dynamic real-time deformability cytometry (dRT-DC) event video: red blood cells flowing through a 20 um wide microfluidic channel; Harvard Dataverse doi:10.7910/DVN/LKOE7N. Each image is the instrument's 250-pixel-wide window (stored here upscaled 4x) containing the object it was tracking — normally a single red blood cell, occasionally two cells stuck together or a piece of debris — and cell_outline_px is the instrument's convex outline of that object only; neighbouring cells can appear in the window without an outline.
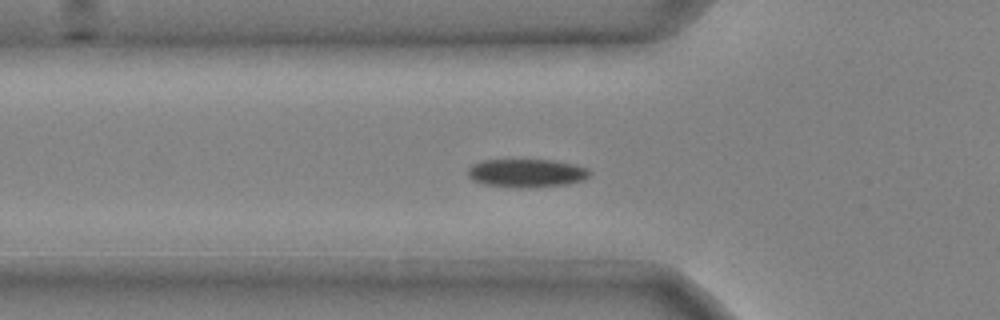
{"species": "common noctule bat (a hibernating species)", "species_latin": "Nyctalus noctula", "temperature_condition": "cold", "stored_images_in_passage": 31, "camera_frame_rate_fps": 3000, "um_per_image_px": 0.085, "animal": {"sex": "male", "body_mass_g": 20.4}, "frame": {"image": 1, "passage_image": 6, "time_ms": 1.667, "image_size_px": [1000, 320], "cell_outline_px": [[592, 172], [584, 180], [568, 184], [532, 188], [520, 188], [484, 184], [472, 180], [468, 176], [468, 168], [472, 164], [480, 160], [556, 160], [576, 164], [588, 168]], "centroid_in_image_um": [44.79, 14.71], "position_along_channel_um": 81.0, "area_um2": 20.46}}
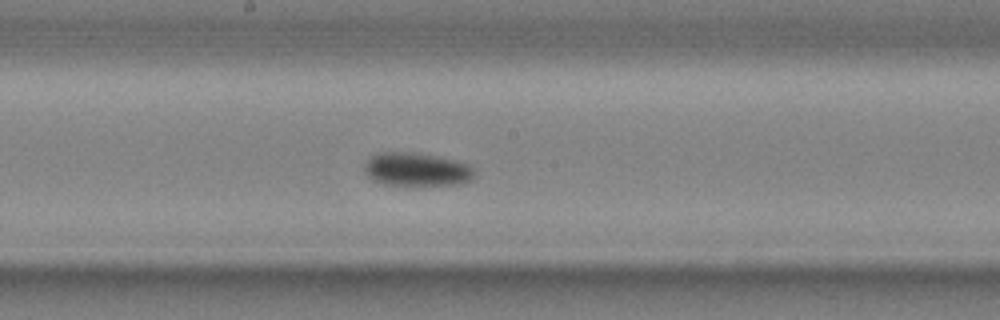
{"frame": {"image": 2, "passage_image": 16, "time_ms": 5.0, "image_size_px": [1000, 320], "cell_outline_px": [[476, 176], [472, 180], [460, 184], [384, 184], [372, 180], [368, 176], [364, 168], [364, 164], [376, 152], [416, 152], [456, 160], [468, 164], [476, 172]], "centroid_in_image_um": [35.43, 14.38], "position_along_channel_um": 212.8, "area_um2": 21.39}}
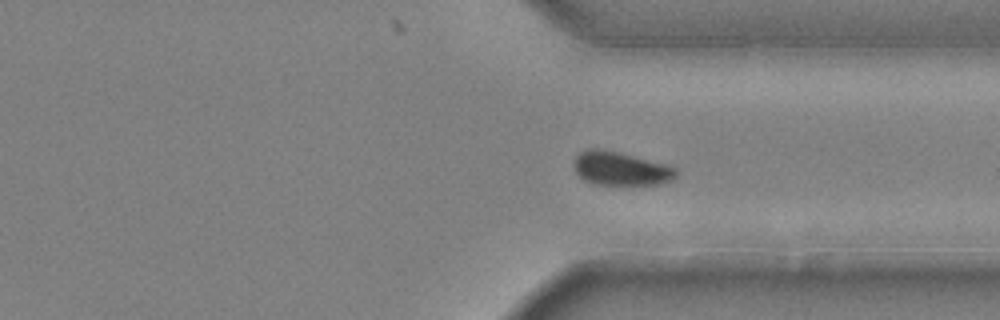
{"frame": {"image": 3, "passage_image": 27, "time_ms": 8.667, "image_size_px": [1000, 320], "cell_outline_px": [[676, 176], [672, 180], [660, 184], [592, 184], [584, 180], [576, 172], [572, 164], [576, 156], [580, 152], [588, 148], [596, 148], [616, 152], [664, 164], [676, 168]], "centroid_in_image_um": [52.7, 14.33], "position_along_channel_um": 358.7, "area_um2": 19.71}}